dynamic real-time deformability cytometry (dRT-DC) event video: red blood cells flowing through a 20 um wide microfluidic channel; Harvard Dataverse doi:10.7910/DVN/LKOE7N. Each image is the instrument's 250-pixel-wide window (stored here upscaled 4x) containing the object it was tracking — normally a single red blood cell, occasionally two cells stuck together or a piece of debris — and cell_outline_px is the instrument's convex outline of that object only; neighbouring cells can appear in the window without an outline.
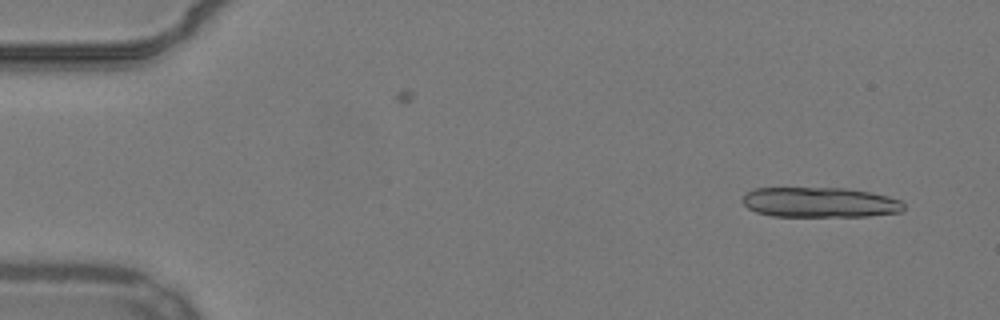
{"species": "common noctule bat (a hibernating species)", "species_latin": "Nyctalus noctula", "temperature_condition": "warm", "stored_images_in_passage": 34, "camera_frame_rate_fps": 3000, "um_per_image_px": 0.085, "animal": {"sex": "male", "body_mass_g": 19.2, "forearm_length_mm": 51.8}, "frame": {"image": 1, "passage_image": 3, "time_ms": 0.667, "image_size_px": [1000, 320], "cell_outline_px": [[904, 208], [900, 212], [868, 216], [772, 216], [756, 212], [748, 208], [744, 204], [744, 192], [756, 188], [848, 188], [872, 192], [888, 196], [900, 200], [904, 204]], "centroid_in_image_um": [69.7, 17.19], "position_along_channel_um": 15.3, "area_um2": 28.38}}